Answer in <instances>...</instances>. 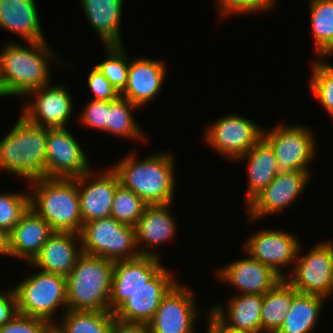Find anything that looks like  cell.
<instances>
[{
	"instance_id": "cell-10",
	"label": "cell",
	"mask_w": 333,
	"mask_h": 333,
	"mask_svg": "<svg viewBox=\"0 0 333 333\" xmlns=\"http://www.w3.org/2000/svg\"><path fill=\"white\" fill-rule=\"evenodd\" d=\"M208 126L204 129L203 143L230 162L247 153L262 138L264 129L235 113L222 116Z\"/></svg>"
},
{
	"instance_id": "cell-2",
	"label": "cell",
	"mask_w": 333,
	"mask_h": 333,
	"mask_svg": "<svg viewBox=\"0 0 333 333\" xmlns=\"http://www.w3.org/2000/svg\"><path fill=\"white\" fill-rule=\"evenodd\" d=\"M112 169L117 173L120 184L132 190L147 205L173 204L176 188L175 159L171 153H152L143 160L131 152Z\"/></svg>"
},
{
	"instance_id": "cell-31",
	"label": "cell",
	"mask_w": 333,
	"mask_h": 333,
	"mask_svg": "<svg viewBox=\"0 0 333 333\" xmlns=\"http://www.w3.org/2000/svg\"><path fill=\"white\" fill-rule=\"evenodd\" d=\"M54 325L62 333H110L115 320L111 311L66 310Z\"/></svg>"
},
{
	"instance_id": "cell-36",
	"label": "cell",
	"mask_w": 333,
	"mask_h": 333,
	"mask_svg": "<svg viewBox=\"0 0 333 333\" xmlns=\"http://www.w3.org/2000/svg\"><path fill=\"white\" fill-rule=\"evenodd\" d=\"M30 207L28 192H0V228L10 233Z\"/></svg>"
},
{
	"instance_id": "cell-7",
	"label": "cell",
	"mask_w": 333,
	"mask_h": 333,
	"mask_svg": "<svg viewBox=\"0 0 333 333\" xmlns=\"http://www.w3.org/2000/svg\"><path fill=\"white\" fill-rule=\"evenodd\" d=\"M80 238L84 254L114 262L140 256L135 227L122 224L111 216L84 223Z\"/></svg>"
},
{
	"instance_id": "cell-38",
	"label": "cell",
	"mask_w": 333,
	"mask_h": 333,
	"mask_svg": "<svg viewBox=\"0 0 333 333\" xmlns=\"http://www.w3.org/2000/svg\"><path fill=\"white\" fill-rule=\"evenodd\" d=\"M89 103L83 106L80 113L81 125H85L95 130L106 132L107 117L109 112V101L89 99Z\"/></svg>"
},
{
	"instance_id": "cell-6",
	"label": "cell",
	"mask_w": 333,
	"mask_h": 333,
	"mask_svg": "<svg viewBox=\"0 0 333 333\" xmlns=\"http://www.w3.org/2000/svg\"><path fill=\"white\" fill-rule=\"evenodd\" d=\"M20 314L54 325L58 308L67 310L66 277L39 270L12 287Z\"/></svg>"
},
{
	"instance_id": "cell-16",
	"label": "cell",
	"mask_w": 333,
	"mask_h": 333,
	"mask_svg": "<svg viewBox=\"0 0 333 333\" xmlns=\"http://www.w3.org/2000/svg\"><path fill=\"white\" fill-rule=\"evenodd\" d=\"M75 180L82 223L110 217L113 197L120 185L117 173L112 168L95 173L92 168Z\"/></svg>"
},
{
	"instance_id": "cell-33",
	"label": "cell",
	"mask_w": 333,
	"mask_h": 333,
	"mask_svg": "<svg viewBox=\"0 0 333 333\" xmlns=\"http://www.w3.org/2000/svg\"><path fill=\"white\" fill-rule=\"evenodd\" d=\"M105 60L96 64L98 70L121 93L127 85L129 56L126 55L124 45H104Z\"/></svg>"
},
{
	"instance_id": "cell-13",
	"label": "cell",
	"mask_w": 333,
	"mask_h": 333,
	"mask_svg": "<svg viewBox=\"0 0 333 333\" xmlns=\"http://www.w3.org/2000/svg\"><path fill=\"white\" fill-rule=\"evenodd\" d=\"M193 297V290L178 281L148 323L150 333H195L200 308Z\"/></svg>"
},
{
	"instance_id": "cell-41",
	"label": "cell",
	"mask_w": 333,
	"mask_h": 333,
	"mask_svg": "<svg viewBox=\"0 0 333 333\" xmlns=\"http://www.w3.org/2000/svg\"><path fill=\"white\" fill-rule=\"evenodd\" d=\"M19 314L14 289L0 291V327L12 321Z\"/></svg>"
},
{
	"instance_id": "cell-20",
	"label": "cell",
	"mask_w": 333,
	"mask_h": 333,
	"mask_svg": "<svg viewBox=\"0 0 333 333\" xmlns=\"http://www.w3.org/2000/svg\"><path fill=\"white\" fill-rule=\"evenodd\" d=\"M167 69L161 59L142 57L129 60L127 85L120 96L139 108L145 107L160 93Z\"/></svg>"
},
{
	"instance_id": "cell-44",
	"label": "cell",
	"mask_w": 333,
	"mask_h": 333,
	"mask_svg": "<svg viewBox=\"0 0 333 333\" xmlns=\"http://www.w3.org/2000/svg\"><path fill=\"white\" fill-rule=\"evenodd\" d=\"M8 256V233L0 228V256Z\"/></svg>"
},
{
	"instance_id": "cell-21",
	"label": "cell",
	"mask_w": 333,
	"mask_h": 333,
	"mask_svg": "<svg viewBox=\"0 0 333 333\" xmlns=\"http://www.w3.org/2000/svg\"><path fill=\"white\" fill-rule=\"evenodd\" d=\"M173 204L147 205L135 225L136 245L140 255L160 258L155 250L175 238L177 223L172 216ZM171 207V208H170ZM171 211V212H170ZM142 245V246H141ZM144 245V246H143ZM153 249H148V248Z\"/></svg>"
},
{
	"instance_id": "cell-30",
	"label": "cell",
	"mask_w": 333,
	"mask_h": 333,
	"mask_svg": "<svg viewBox=\"0 0 333 333\" xmlns=\"http://www.w3.org/2000/svg\"><path fill=\"white\" fill-rule=\"evenodd\" d=\"M310 21L318 57L333 54V0H309Z\"/></svg>"
},
{
	"instance_id": "cell-8",
	"label": "cell",
	"mask_w": 333,
	"mask_h": 333,
	"mask_svg": "<svg viewBox=\"0 0 333 333\" xmlns=\"http://www.w3.org/2000/svg\"><path fill=\"white\" fill-rule=\"evenodd\" d=\"M262 137L271 145L277 160L278 173L294 171L310 172L309 164L315 159L317 142L312 130L303 125L276 124ZM314 133V134H313Z\"/></svg>"
},
{
	"instance_id": "cell-18",
	"label": "cell",
	"mask_w": 333,
	"mask_h": 333,
	"mask_svg": "<svg viewBox=\"0 0 333 333\" xmlns=\"http://www.w3.org/2000/svg\"><path fill=\"white\" fill-rule=\"evenodd\" d=\"M161 258L140 255L116 261L113 269L109 311L115 312L130 295L147 283L164 267Z\"/></svg>"
},
{
	"instance_id": "cell-4",
	"label": "cell",
	"mask_w": 333,
	"mask_h": 333,
	"mask_svg": "<svg viewBox=\"0 0 333 333\" xmlns=\"http://www.w3.org/2000/svg\"><path fill=\"white\" fill-rule=\"evenodd\" d=\"M16 122L0 141V169L27 182L45 178L47 128L29 123L22 115Z\"/></svg>"
},
{
	"instance_id": "cell-25",
	"label": "cell",
	"mask_w": 333,
	"mask_h": 333,
	"mask_svg": "<svg viewBox=\"0 0 333 333\" xmlns=\"http://www.w3.org/2000/svg\"><path fill=\"white\" fill-rule=\"evenodd\" d=\"M238 161H242L241 163L246 162L247 166L248 184L245 195V205H247L277 176V160L271 145L262 137L247 153L235 162Z\"/></svg>"
},
{
	"instance_id": "cell-14",
	"label": "cell",
	"mask_w": 333,
	"mask_h": 333,
	"mask_svg": "<svg viewBox=\"0 0 333 333\" xmlns=\"http://www.w3.org/2000/svg\"><path fill=\"white\" fill-rule=\"evenodd\" d=\"M311 174L312 172L302 171L278 173L274 180L246 205L248 217L250 216L248 221L257 222L291 206L306 189L312 178Z\"/></svg>"
},
{
	"instance_id": "cell-15",
	"label": "cell",
	"mask_w": 333,
	"mask_h": 333,
	"mask_svg": "<svg viewBox=\"0 0 333 333\" xmlns=\"http://www.w3.org/2000/svg\"><path fill=\"white\" fill-rule=\"evenodd\" d=\"M26 97L28 102H24L21 115L29 123L45 128L67 127L74 108L72 95L64 85L49 83ZM30 97H35L34 101Z\"/></svg>"
},
{
	"instance_id": "cell-45",
	"label": "cell",
	"mask_w": 333,
	"mask_h": 333,
	"mask_svg": "<svg viewBox=\"0 0 333 333\" xmlns=\"http://www.w3.org/2000/svg\"><path fill=\"white\" fill-rule=\"evenodd\" d=\"M46 333H62L55 325H51Z\"/></svg>"
},
{
	"instance_id": "cell-42",
	"label": "cell",
	"mask_w": 333,
	"mask_h": 333,
	"mask_svg": "<svg viewBox=\"0 0 333 333\" xmlns=\"http://www.w3.org/2000/svg\"><path fill=\"white\" fill-rule=\"evenodd\" d=\"M206 333H254L248 330L235 329L226 325L211 309L207 312Z\"/></svg>"
},
{
	"instance_id": "cell-12",
	"label": "cell",
	"mask_w": 333,
	"mask_h": 333,
	"mask_svg": "<svg viewBox=\"0 0 333 333\" xmlns=\"http://www.w3.org/2000/svg\"><path fill=\"white\" fill-rule=\"evenodd\" d=\"M294 233L276 229H262L253 232L243 245V251L252 258L267 265L282 279L287 271L282 270L291 263L295 264L301 242Z\"/></svg>"
},
{
	"instance_id": "cell-26",
	"label": "cell",
	"mask_w": 333,
	"mask_h": 333,
	"mask_svg": "<svg viewBox=\"0 0 333 333\" xmlns=\"http://www.w3.org/2000/svg\"><path fill=\"white\" fill-rule=\"evenodd\" d=\"M89 24L104 45H124L121 18L124 0H80Z\"/></svg>"
},
{
	"instance_id": "cell-22",
	"label": "cell",
	"mask_w": 333,
	"mask_h": 333,
	"mask_svg": "<svg viewBox=\"0 0 333 333\" xmlns=\"http://www.w3.org/2000/svg\"><path fill=\"white\" fill-rule=\"evenodd\" d=\"M82 254L80 234L54 231L29 264L37 270L67 277Z\"/></svg>"
},
{
	"instance_id": "cell-23",
	"label": "cell",
	"mask_w": 333,
	"mask_h": 333,
	"mask_svg": "<svg viewBox=\"0 0 333 333\" xmlns=\"http://www.w3.org/2000/svg\"><path fill=\"white\" fill-rule=\"evenodd\" d=\"M53 232L50 225L29 207L8 234V257L31 263Z\"/></svg>"
},
{
	"instance_id": "cell-27",
	"label": "cell",
	"mask_w": 333,
	"mask_h": 333,
	"mask_svg": "<svg viewBox=\"0 0 333 333\" xmlns=\"http://www.w3.org/2000/svg\"><path fill=\"white\" fill-rule=\"evenodd\" d=\"M263 295L237 294L230 296L226 310L222 304L214 305L211 310L228 326L235 329L261 333V309Z\"/></svg>"
},
{
	"instance_id": "cell-19",
	"label": "cell",
	"mask_w": 333,
	"mask_h": 333,
	"mask_svg": "<svg viewBox=\"0 0 333 333\" xmlns=\"http://www.w3.org/2000/svg\"><path fill=\"white\" fill-rule=\"evenodd\" d=\"M245 254L246 258L221 265L216 272L217 278L237 289L239 294L264 295L282 278L267 265Z\"/></svg>"
},
{
	"instance_id": "cell-3",
	"label": "cell",
	"mask_w": 333,
	"mask_h": 333,
	"mask_svg": "<svg viewBox=\"0 0 333 333\" xmlns=\"http://www.w3.org/2000/svg\"><path fill=\"white\" fill-rule=\"evenodd\" d=\"M30 208L53 231L80 234L82 218L75 178H41L29 182Z\"/></svg>"
},
{
	"instance_id": "cell-5",
	"label": "cell",
	"mask_w": 333,
	"mask_h": 333,
	"mask_svg": "<svg viewBox=\"0 0 333 333\" xmlns=\"http://www.w3.org/2000/svg\"><path fill=\"white\" fill-rule=\"evenodd\" d=\"M114 265L83 253L66 277L67 310L109 311Z\"/></svg>"
},
{
	"instance_id": "cell-9",
	"label": "cell",
	"mask_w": 333,
	"mask_h": 333,
	"mask_svg": "<svg viewBox=\"0 0 333 333\" xmlns=\"http://www.w3.org/2000/svg\"><path fill=\"white\" fill-rule=\"evenodd\" d=\"M324 241L313 245L304 256L300 244L294 267L285 279L298 292L327 300L333 292V242Z\"/></svg>"
},
{
	"instance_id": "cell-39",
	"label": "cell",
	"mask_w": 333,
	"mask_h": 333,
	"mask_svg": "<svg viewBox=\"0 0 333 333\" xmlns=\"http://www.w3.org/2000/svg\"><path fill=\"white\" fill-rule=\"evenodd\" d=\"M50 326L43 319L19 313L12 321L0 327V333H46Z\"/></svg>"
},
{
	"instance_id": "cell-34",
	"label": "cell",
	"mask_w": 333,
	"mask_h": 333,
	"mask_svg": "<svg viewBox=\"0 0 333 333\" xmlns=\"http://www.w3.org/2000/svg\"><path fill=\"white\" fill-rule=\"evenodd\" d=\"M320 58L311 65L310 90L333 118V64L326 63V57Z\"/></svg>"
},
{
	"instance_id": "cell-37",
	"label": "cell",
	"mask_w": 333,
	"mask_h": 333,
	"mask_svg": "<svg viewBox=\"0 0 333 333\" xmlns=\"http://www.w3.org/2000/svg\"><path fill=\"white\" fill-rule=\"evenodd\" d=\"M277 0H215L217 11L220 14V19L227 18L231 15L246 14L252 15L254 13H264L274 9ZM229 15V16H228Z\"/></svg>"
},
{
	"instance_id": "cell-29",
	"label": "cell",
	"mask_w": 333,
	"mask_h": 333,
	"mask_svg": "<svg viewBox=\"0 0 333 333\" xmlns=\"http://www.w3.org/2000/svg\"><path fill=\"white\" fill-rule=\"evenodd\" d=\"M295 299V288L281 279L263 295L261 309V333H276L285 319Z\"/></svg>"
},
{
	"instance_id": "cell-32",
	"label": "cell",
	"mask_w": 333,
	"mask_h": 333,
	"mask_svg": "<svg viewBox=\"0 0 333 333\" xmlns=\"http://www.w3.org/2000/svg\"><path fill=\"white\" fill-rule=\"evenodd\" d=\"M134 109L140 108L122 96L109 101L106 133L127 139L130 138V140L137 139L146 142L145 134L143 135L138 122L134 118Z\"/></svg>"
},
{
	"instance_id": "cell-1",
	"label": "cell",
	"mask_w": 333,
	"mask_h": 333,
	"mask_svg": "<svg viewBox=\"0 0 333 333\" xmlns=\"http://www.w3.org/2000/svg\"><path fill=\"white\" fill-rule=\"evenodd\" d=\"M7 43L0 51V98L26 96L50 83V62L65 65L47 40L42 42ZM61 62V63H60ZM63 64V65H62Z\"/></svg>"
},
{
	"instance_id": "cell-17",
	"label": "cell",
	"mask_w": 333,
	"mask_h": 333,
	"mask_svg": "<svg viewBox=\"0 0 333 333\" xmlns=\"http://www.w3.org/2000/svg\"><path fill=\"white\" fill-rule=\"evenodd\" d=\"M173 272L165 266L140 289L134 291L115 312L117 320L127 323L148 324L162 302V299L177 284Z\"/></svg>"
},
{
	"instance_id": "cell-24",
	"label": "cell",
	"mask_w": 333,
	"mask_h": 333,
	"mask_svg": "<svg viewBox=\"0 0 333 333\" xmlns=\"http://www.w3.org/2000/svg\"><path fill=\"white\" fill-rule=\"evenodd\" d=\"M35 0H0V27L25 42L45 41Z\"/></svg>"
},
{
	"instance_id": "cell-35",
	"label": "cell",
	"mask_w": 333,
	"mask_h": 333,
	"mask_svg": "<svg viewBox=\"0 0 333 333\" xmlns=\"http://www.w3.org/2000/svg\"><path fill=\"white\" fill-rule=\"evenodd\" d=\"M147 204L132 190L117 187L111 206V217L122 224L135 227Z\"/></svg>"
},
{
	"instance_id": "cell-43",
	"label": "cell",
	"mask_w": 333,
	"mask_h": 333,
	"mask_svg": "<svg viewBox=\"0 0 333 333\" xmlns=\"http://www.w3.org/2000/svg\"><path fill=\"white\" fill-rule=\"evenodd\" d=\"M110 333H150V328L146 323H127L115 318Z\"/></svg>"
},
{
	"instance_id": "cell-40",
	"label": "cell",
	"mask_w": 333,
	"mask_h": 333,
	"mask_svg": "<svg viewBox=\"0 0 333 333\" xmlns=\"http://www.w3.org/2000/svg\"><path fill=\"white\" fill-rule=\"evenodd\" d=\"M87 79L88 87L94 95L91 99L113 101L120 96L96 66L92 68Z\"/></svg>"
},
{
	"instance_id": "cell-28",
	"label": "cell",
	"mask_w": 333,
	"mask_h": 333,
	"mask_svg": "<svg viewBox=\"0 0 333 333\" xmlns=\"http://www.w3.org/2000/svg\"><path fill=\"white\" fill-rule=\"evenodd\" d=\"M325 301L324 297L300 293L295 289L294 302L290 310L286 313L283 324L276 333L314 332Z\"/></svg>"
},
{
	"instance_id": "cell-11",
	"label": "cell",
	"mask_w": 333,
	"mask_h": 333,
	"mask_svg": "<svg viewBox=\"0 0 333 333\" xmlns=\"http://www.w3.org/2000/svg\"><path fill=\"white\" fill-rule=\"evenodd\" d=\"M67 127L47 128L45 178H76L90 171L91 163Z\"/></svg>"
}]
</instances>
